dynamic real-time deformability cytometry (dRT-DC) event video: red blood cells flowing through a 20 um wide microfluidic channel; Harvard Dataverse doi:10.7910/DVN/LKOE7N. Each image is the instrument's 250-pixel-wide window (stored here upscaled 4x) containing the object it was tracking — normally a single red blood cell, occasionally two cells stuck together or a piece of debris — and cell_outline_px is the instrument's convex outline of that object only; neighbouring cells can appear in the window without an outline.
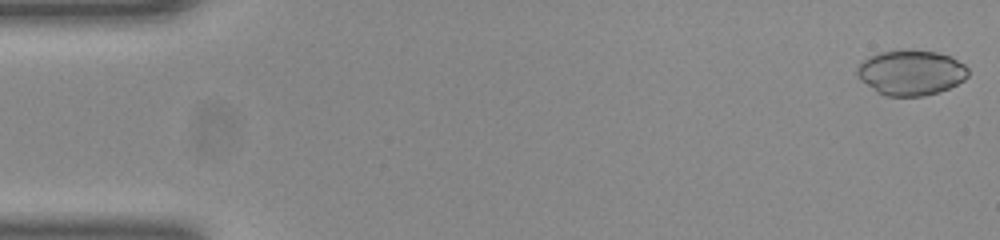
{"species": "common noctule bat (a hibernating species)", "species_latin": "Nyctalus noctula", "temperature_condition": "room temperature", "stored_images_in_passage": 51, "camera_frame_rate_fps": 3000, "um_per_image_px": 0.085, "animal": {"sex": "female", "body_mass_g": 23.0, "forearm_length_mm": 53.4}, "frame": {"image": 1, "passage_image": 1, "time_ms": 0.0, "image_size_px": [1000, 240], "cell_outline_px": [[968, 76], [964, 80], [948, 88], [924, 96], [888, 96], [876, 92], [860, 80], [856, 72], [856, 68], [868, 56], [880, 52], [936, 52], [952, 56], [964, 64], [968, 68]], "centroid_in_image_um": [77.43, 6.2], "position_along_channel_um": 7.6, "area_um2": 28.73}}
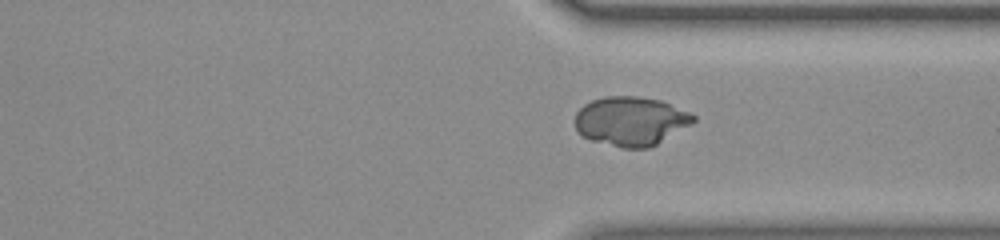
{"frame": {"image": 2, "passage_image": 38, "time_ms": 12.333, "image_size_px": [1000, 240], "cell_outline_px": [[696, 120], [692, 124], [656, 144], [648, 148], [620, 148], [592, 140], [584, 136], [576, 128], [576, 112], [584, 104], [592, 100], [604, 96], [640, 96], [660, 100], [688, 112], [696, 116]], "centroid_in_image_um": [53.62, 10.29], "position_along_channel_um": 357.8, "area_um2": 33.7}}
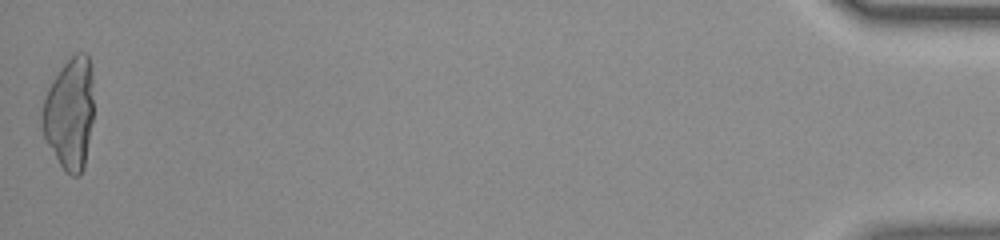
{"frame": {"image": 3, "passage_image": 51, "time_ms": 16.667, "image_size_px": [1000, 240], "cell_outline_px": [[92, 120], [84, 168], [80, 176], [72, 176], [60, 164], [48, 144], [44, 136], [44, 100], [48, 88], [52, 80], [64, 64], [76, 52], [84, 52], [88, 56], [92, 68]], "centroid_in_image_um": [5.96, 9.62], "position_along_channel_um": 429.2, "area_um2": 32.83}}